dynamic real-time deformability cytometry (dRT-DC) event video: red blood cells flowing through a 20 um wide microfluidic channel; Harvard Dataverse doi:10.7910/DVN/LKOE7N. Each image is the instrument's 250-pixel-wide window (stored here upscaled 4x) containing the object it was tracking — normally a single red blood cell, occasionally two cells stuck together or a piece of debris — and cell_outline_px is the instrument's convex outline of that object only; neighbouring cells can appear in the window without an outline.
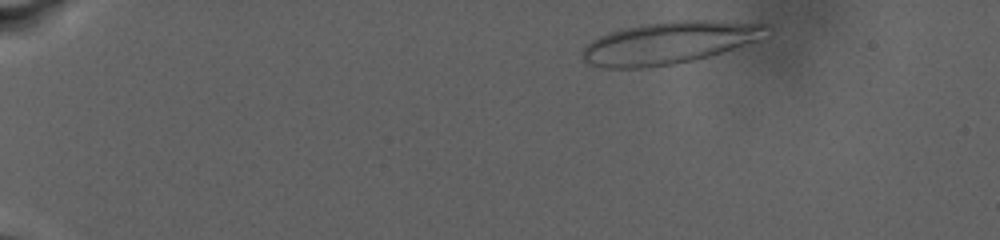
{"species": "human", "species_latin": "Homo sapiens", "temperature_condition": "warm", "stored_images_in_passage": 43, "camera_frame_rate_fps": 3000, "um_per_image_px": 0.085, "donor": {"sex": "male"}, "frame": {"image": 1, "passage_image": 4, "time_ms": 1.667, "image_size_px": [1000, 240], "cell_outline_px": [[768, 28], [756, 40], [708, 56], [692, 60], [672, 64], [644, 68], [604, 68], [588, 64], [584, 60], [584, 48], [592, 40], [608, 32], [620, 28], [644, 24], [672, 20], [712, 20], [768, 24]], "centroid_in_image_um": [56.81, 3.63], "position_along_channel_um": 28.2, "area_um2": 44.74}}
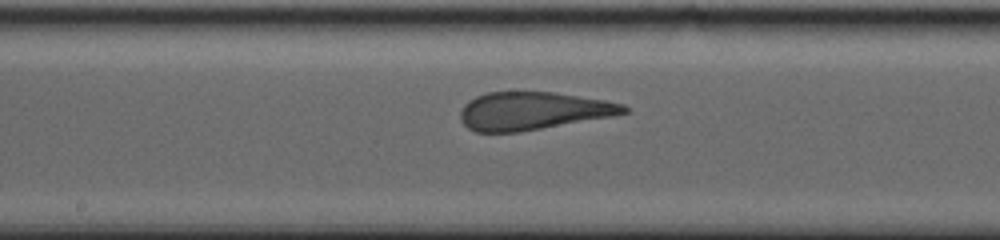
{"frame": {"image": 2, "passage_image": 29, "time_ms": 13.333, "image_size_px": [1000, 240], "cell_outline_px": [[628, 112], [612, 116], [516, 132], [476, 132], [468, 128], [460, 120], [460, 112], [464, 104], [468, 100], [476, 96], [488, 92], [552, 92], [604, 100], [624, 104], [628, 108]], "centroid_in_image_um": [45.25, 9.42], "position_along_channel_um": 202.9, "area_um2": 35.72}}
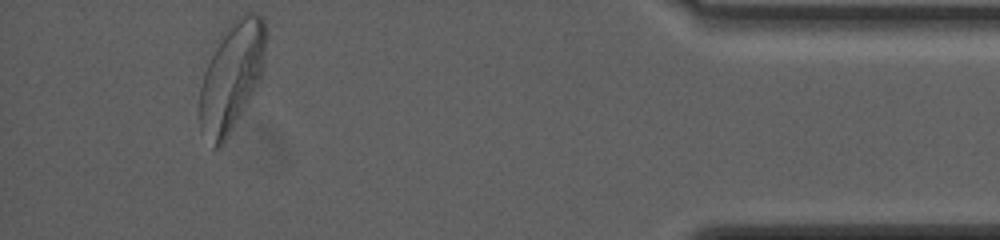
{"frame": {"image": 3, "passage_image": 43, "time_ms": 23.667, "image_size_px": [1000, 240], "cell_outline_px": [[264, 64], [260, 76], [244, 108], [220, 148], [212, 148], [200, 132], [200, 88], [204, 72], [216, 40], [232, 20], [236, 16], [244, 12], [252, 12], [260, 16], [264, 20]], "centroid_in_image_um": [19.64, 6.48], "position_along_channel_um": 415.6, "area_um2": 41.56}, "authors_computed_cell_mechanics": {"area_um2": 40.5756, "velocity_mm_per_s": 2.5015, "shape_relaxation_time_tau1_ms": 11.3745, "shape_relaxation_time_tau2_ms": 1.2809, "deformation_change_tau1": 0.2644, "deformation_change_tau2": 0.1078}}